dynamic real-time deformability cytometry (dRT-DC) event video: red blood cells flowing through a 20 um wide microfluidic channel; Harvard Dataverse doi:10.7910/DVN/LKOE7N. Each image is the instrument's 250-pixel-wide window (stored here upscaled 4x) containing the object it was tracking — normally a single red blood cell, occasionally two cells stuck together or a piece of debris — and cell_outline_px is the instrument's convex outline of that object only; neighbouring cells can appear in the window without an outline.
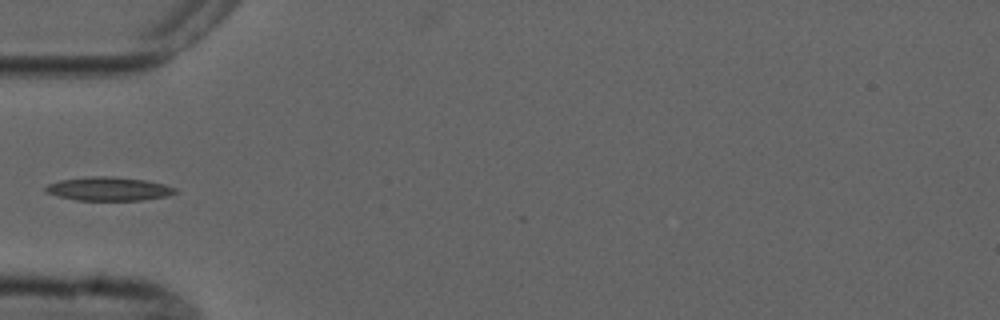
{"species": "common noctule bat (a hibernating species)", "species_latin": "Nyctalus noctula", "temperature_condition": "cold", "stored_images_in_passage": 6, "camera_frame_rate_fps": 3000, "um_per_image_px": 0.085, "animal": {"sex": "male", "forearm_length_mm": 52.5}, "frame": {"image": 1, "passage_image": 5, "time_ms": 4.667, "image_size_px": [1000, 320], "cell_outline_px": [[176, 192], [168, 196], [144, 200], [76, 200], [56, 196], [44, 192], [44, 188], [48, 184], [60, 180], [92, 176], [112, 176], [144, 180], [164, 184], [176, 188]], "centroid_in_image_um": [9.21, 16.05], "position_along_channel_um": 75.8, "area_um2": 17.92}}